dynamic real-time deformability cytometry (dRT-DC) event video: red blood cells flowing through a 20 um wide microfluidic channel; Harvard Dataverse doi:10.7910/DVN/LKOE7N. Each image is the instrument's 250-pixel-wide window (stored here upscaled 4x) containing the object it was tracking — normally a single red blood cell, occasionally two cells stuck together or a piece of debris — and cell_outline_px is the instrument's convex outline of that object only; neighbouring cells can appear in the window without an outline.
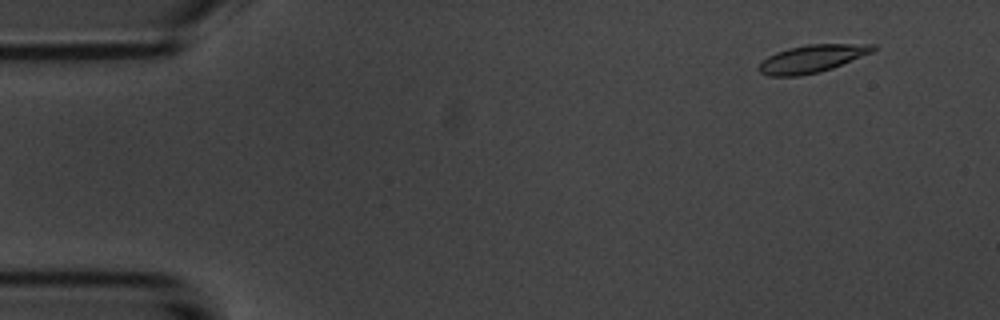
{"species": "common noctule bat (a hibernating species)", "species_latin": "Nyctalus noctula", "temperature_condition": "room temperature", "stored_images_in_passage": 13, "camera_frame_rate_fps": 3000, "um_per_image_px": 0.085, "animal": {"sex": "male", "body_mass_g": 20.1, "forearm_length_mm": 53.5}, "frame": {"image": 1, "passage_image": 2, "time_ms": 1.0, "image_size_px": [1000, 320], "cell_outline_px": [[876, 48], [872, 52], [832, 68], [820, 72], [800, 76], [768, 76], [760, 72], [756, 68], [768, 56], [776, 52], [788, 48], [808, 44], [876, 44]], "centroid_in_image_um": [68.99, 4.99], "position_along_channel_um": 16.0, "area_um2": 18.32}}
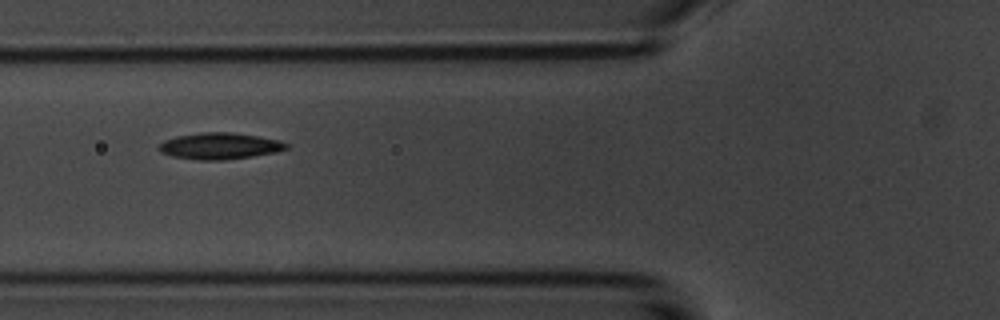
{"frame": {"image": 2, "passage_image": 6, "time_ms": 6.333, "image_size_px": [1000, 320], "cell_outline_px": [[288, 148], [276, 152], [252, 156], [220, 160], [200, 160], [172, 156], [160, 152], [160, 144], [164, 140], [176, 136], [200, 132], [232, 132], [280, 140], [288, 144]], "centroid_in_image_um": [18.67, 12.4], "position_along_channel_um": 107.1, "area_um2": 19.48}}
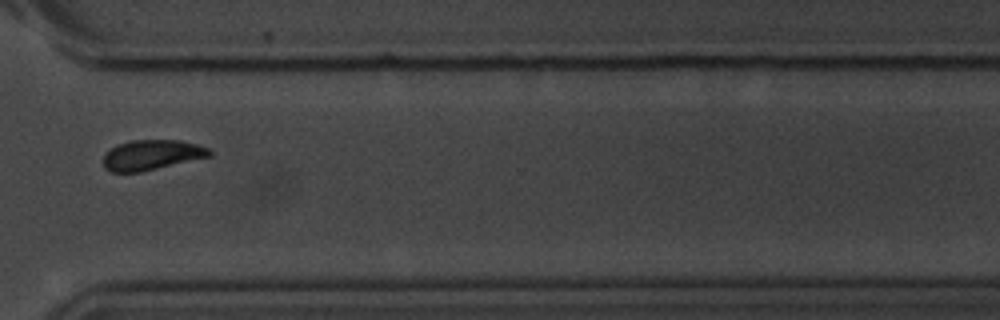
{"frame": {"image": 3, "passage_image": 12, "time_ms": 13.333, "image_size_px": [1000, 320], "cell_outline_px": [[212, 156], [140, 172], [112, 172], [104, 168], [104, 156], [112, 148], [120, 144], [132, 140], [180, 140], [196, 144], [208, 148], [212, 152]], "centroid_in_image_um": [12.93, 13.17], "position_along_channel_um": 357.7, "area_um2": 18.44}, "authors_computed_cell_mechanics": {"area_um2": 18.9584, "velocity_mm_per_s": 3.585, "shape_relaxation_time_tau1_ms": 2.7573, "shape_relaxation_time_tau2_ms": null, "deformation_change_tau1": 0.1338, "deformation_change_tau2": null}}